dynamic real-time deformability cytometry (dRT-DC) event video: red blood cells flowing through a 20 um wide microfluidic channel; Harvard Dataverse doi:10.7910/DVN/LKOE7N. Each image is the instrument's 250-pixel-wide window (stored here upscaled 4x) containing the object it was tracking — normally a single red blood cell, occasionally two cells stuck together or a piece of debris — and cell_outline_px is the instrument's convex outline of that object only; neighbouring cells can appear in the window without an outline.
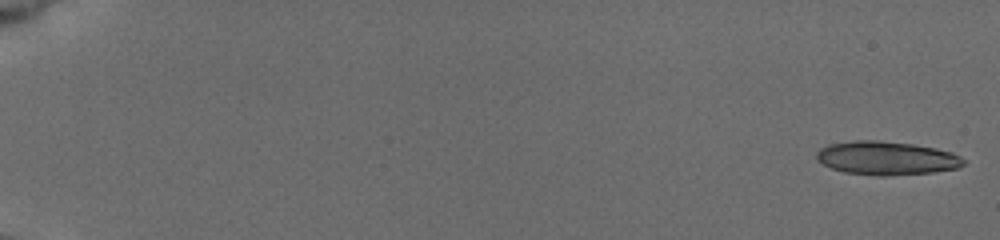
{"species": "common noctule bat (a hibernating species)", "species_latin": "Nyctalus noctula", "temperature_condition": "cold", "stored_images_in_passage": 23, "camera_frame_rate_fps": 3000, "um_per_image_px": 0.085, "animal": {"sex": "female", "body_mass_g": 19.5, "forearm_length_mm": 54.1}, "frame": {"image": 1, "passage_image": 1, "time_ms": 0.0, "image_size_px": [1000, 240], "cell_outline_px": [[968, 160], [964, 164], [956, 168], [932, 172], [888, 176], [876, 176], [844, 172], [832, 168], [816, 160], [816, 152], [820, 148], [828, 144], [856, 140], [880, 140], [912, 144], [936, 148], [952, 152]], "centroid_in_image_um": [75.35, 13.44], "position_along_channel_um": 9.6, "area_um2": 28.96}}
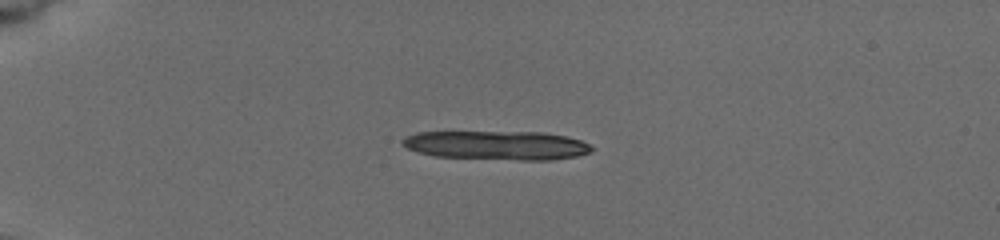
{"frame": {"image": 2, "passage_image": 16, "time_ms": 4.667, "image_size_px": [1000, 240], "cell_outline_px": [[592, 152], [576, 156], [552, 160], [520, 160], [436, 156], [420, 152], [408, 148], [400, 144], [400, 140], [404, 136], [416, 132], [544, 132], [568, 136], [580, 140], [588, 144], [592, 148]], "centroid_in_image_um": [42.23, 12.34], "position_along_channel_um": 42.8, "area_um2": 32.02}}